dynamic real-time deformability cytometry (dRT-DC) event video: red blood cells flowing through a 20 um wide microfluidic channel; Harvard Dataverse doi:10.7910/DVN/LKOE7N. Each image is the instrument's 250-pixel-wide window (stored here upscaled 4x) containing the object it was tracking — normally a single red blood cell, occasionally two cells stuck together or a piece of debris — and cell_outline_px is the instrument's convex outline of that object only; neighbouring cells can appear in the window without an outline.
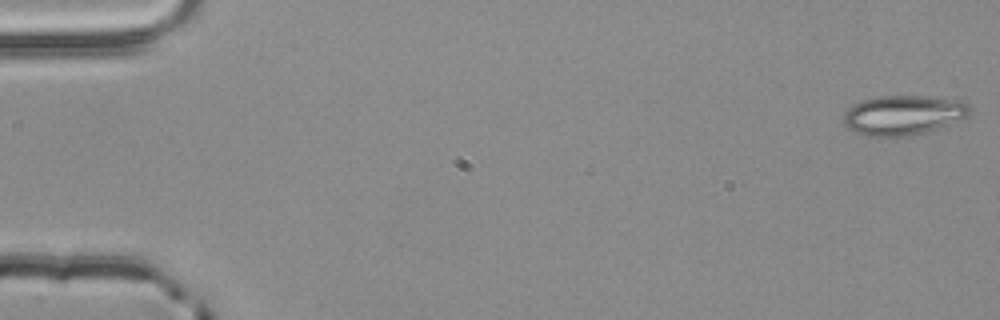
{"species": "common noctule bat (a hibernating species)", "species_latin": "Nyctalus noctula", "temperature_condition": "room temperature", "stored_images_in_passage": 17, "camera_frame_rate_fps": 3000, "um_per_image_px": 0.085, "animal": {"sex": "male", "body_mass_g": 20.4}, "frame": {"image": 1, "passage_image": 1, "time_ms": 0.0, "image_size_px": [1000, 320], "cell_outline_px": [[972, 108], [968, 116], [928, 132], [904, 136], [868, 136], [856, 132], [848, 128], [844, 124], [844, 112], [852, 104], [864, 100], [880, 96], [920, 96], [960, 100], [968, 104]], "centroid_in_image_um": [76.78, 9.78], "position_along_channel_um": 8.2, "area_um2": 29.02}}
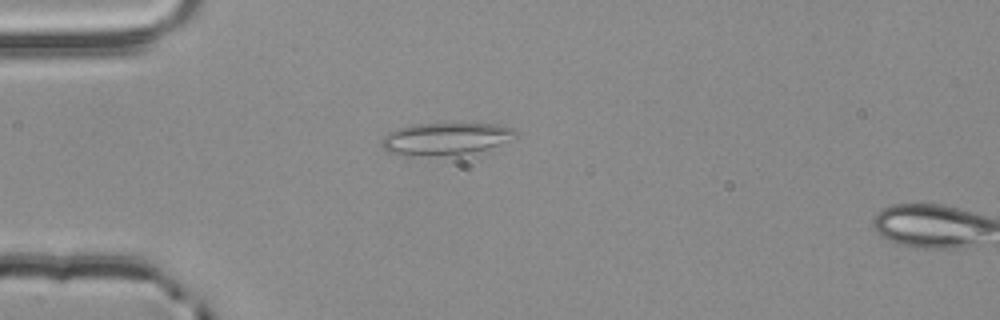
{"frame": {"image": 2, "passage_image": 15, "time_ms": 4.667, "image_size_px": [1000, 320], "cell_outline_px": [[516, 140], [472, 152], [440, 156], [404, 156], [388, 152], [380, 144], [384, 136], [388, 132], [396, 128], [412, 124], [492, 124], [512, 128], [516, 132]], "centroid_in_image_um": [37.83, 11.81], "position_along_channel_um": 47.2, "area_um2": 25.32}}